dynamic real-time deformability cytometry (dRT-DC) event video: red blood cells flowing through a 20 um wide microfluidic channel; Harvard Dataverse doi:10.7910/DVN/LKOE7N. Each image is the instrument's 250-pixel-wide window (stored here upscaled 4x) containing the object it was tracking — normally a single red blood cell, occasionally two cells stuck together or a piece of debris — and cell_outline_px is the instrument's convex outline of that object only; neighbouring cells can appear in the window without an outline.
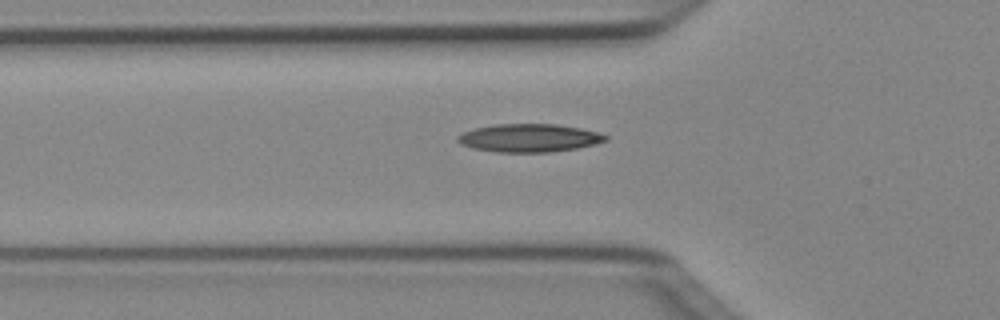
{"species": "Egyptian fruit bat (a non-hibernating species)", "species_latin": "Rousettus aegyptiacus", "temperature_condition": "cold", "stored_images_in_passage": 36, "camera_frame_rate_fps": 3000, "um_per_image_px": 0.085, "animal": {"sex": "female"}, "frame": {"image": 1, "passage_image": 8, "time_ms": 2.333, "image_size_px": [1000, 320], "cell_outline_px": [[608, 140], [596, 144], [576, 148], [552, 152], [496, 152], [472, 148], [460, 144], [456, 140], [456, 136], [464, 132], [476, 128], [496, 124], [556, 124], [580, 128], [596, 132], [608, 136]], "centroid_in_image_um": [44.96, 11.73], "position_along_channel_um": 80.8, "area_um2": 24.22}}
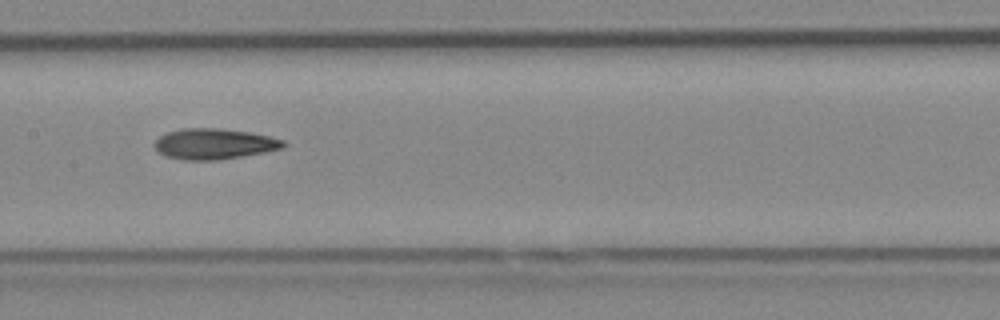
{"frame": {"image": 2, "passage_image": 16, "time_ms": 5.0, "image_size_px": [1000, 320], "cell_outline_px": [[284, 148], [264, 152], [220, 160], [180, 160], [164, 156], [156, 148], [156, 140], [160, 136], [168, 132], [184, 128], [220, 128], [248, 132], [268, 136], [284, 140]], "centroid_in_image_um": [18.2, 12.24], "position_along_channel_um": 189.2, "area_um2": 22.89}}
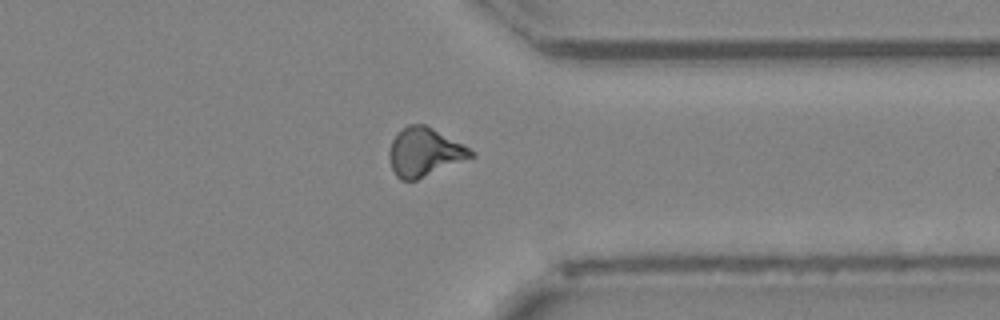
{"frame": {"image": 3, "passage_image": 30, "time_ms": 9.667, "image_size_px": [1000, 320], "cell_outline_px": [[476, 156], [416, 180], [400, 180], [396, 176], [392, 168], [388, 156], [388, 152], [392, 140], [408, 124], [424, 124], [464, 144], [476, 152]], "centroid_in_image_um": [36.11, 12.94], "position_along_channel_um": 375.3, "area_um2": 23.06}}